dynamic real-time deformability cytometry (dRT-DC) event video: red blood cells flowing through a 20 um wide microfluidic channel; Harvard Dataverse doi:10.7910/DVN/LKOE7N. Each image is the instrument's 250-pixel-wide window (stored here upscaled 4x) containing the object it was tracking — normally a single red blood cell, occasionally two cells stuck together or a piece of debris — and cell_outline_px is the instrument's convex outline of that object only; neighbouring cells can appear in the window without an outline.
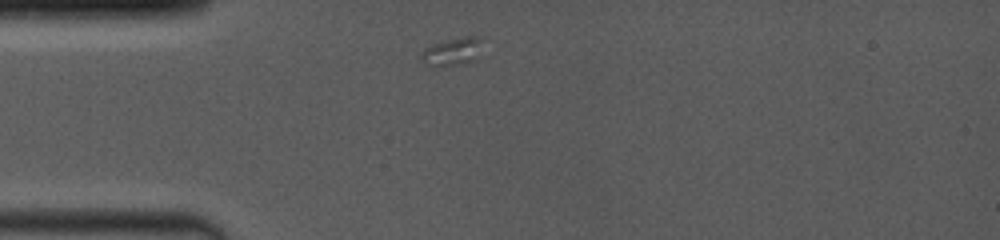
{"species": "common noctule bat (a hibernating species)", "species_latin": "Nyctalus noctula", "temperature_condition": "room temperature", "stored_images_in_passage": 6, "camera_frame_rate_fps": 4000, "um_per_image_px": 0.085, "animal": {"sex": "female", "body_mass_g": 19.0, "forearm_length_mm": 53.3}, "frame": {"image": 1, "passage_image": 2, "time_ms": 0.25, "image_size_px": [1000, 240], "cell_outline_px": [[480, 40], [476, 60], [464, 64], [432, 68], [420, 60], [420, 52], [424, 48], [432, 44], [464, 36], [476, 36]], "centroid_in_image_um": [38.35, 4.44], "position_along_channel_um": 46.7, "area_um2": 10.06}}